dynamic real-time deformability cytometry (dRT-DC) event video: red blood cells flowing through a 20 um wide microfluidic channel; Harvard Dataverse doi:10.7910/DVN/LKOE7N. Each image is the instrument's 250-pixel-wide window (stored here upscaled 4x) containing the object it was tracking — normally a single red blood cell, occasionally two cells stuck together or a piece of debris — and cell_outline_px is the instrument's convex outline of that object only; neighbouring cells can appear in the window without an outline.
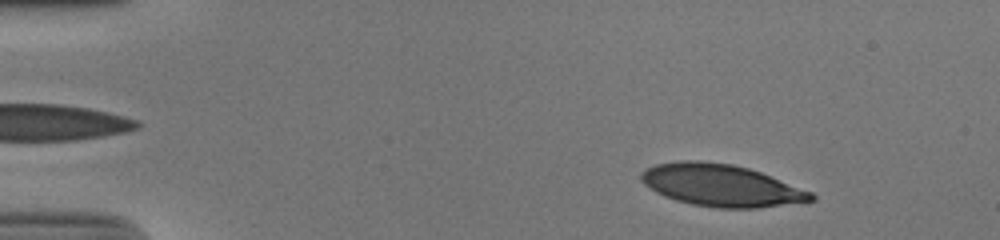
{"species": "human", "species_latin": "Homo sapiens", "temperature_condition": "cold", "stored_images_in_passage": 52, "segment_of_instrument_passage": [1, 2], "camera_frame_rate_fps": 3000, "um_per_image_px": 0.085, "donor": {"sex": "male"}, "frame": {"image": 1, "passage_image": 5, "time_ms": 1.333, "image_size_px": [1000, 240], "cell_outline_px": [[816, 200], [756, 208], [716, 208], [692, 204], [676, 200], [664, 196], [656, 192], [644, 184], [640, 180], [640, 172], [644, 168], [656, 164], [680, 160], [700, 160], [732, 164], [748, 168], [760, 172], [812, 192], [816, 196]], "centroid_in_image_um": [61.25, 15.75], "position_along_channel_um": 23.7, "area_um2": 41.67}}
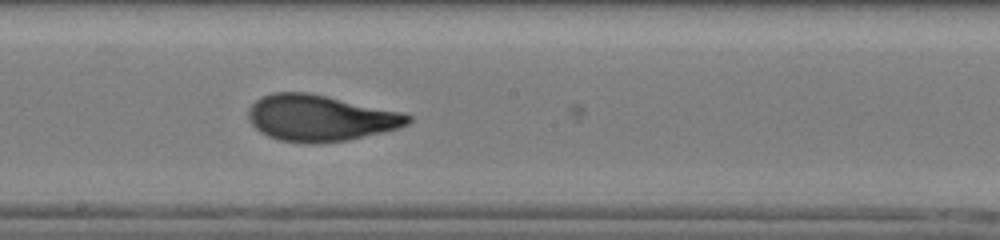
{"frame": {"image": 2, "passage_image": 28, "time_ms": 9.0, "image_size_px": [1000, 240], "cell_outline_px": [[412, 120], [408, 124], [400, 128], [384, 132], [348, 140], [280, 140], [268, 136], [260, 132], [248, 120], [248, 108], [260, 96], [272, 92], [308, 92], [404, 112], [412, 116]], "centroid_in_image_um": [27.24, 9.98], "position_along_channel_um": 221.0, "area_um2": 42.37}}
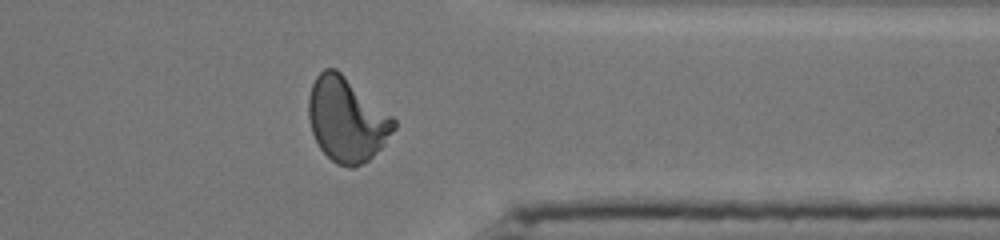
{"frame": {"image": 3, "passage_image": 41, "time_ms": 13.333, "image_size_px": [1000, 240], "cell_outline_px": [[396, 128], [384, 144], [368, 160], [352, 168], [348, 168], [336, 164], [320, 148], [312, 132], [308, 116], [308, 96], [312, 84], [316, 76], [324, 68], [336, 68], [392, 116], [396, 120]], "centroid_in_image_um": [29.45, 10.16], "position_along_channel_um": 381.9, "area_um2": 41.67}}